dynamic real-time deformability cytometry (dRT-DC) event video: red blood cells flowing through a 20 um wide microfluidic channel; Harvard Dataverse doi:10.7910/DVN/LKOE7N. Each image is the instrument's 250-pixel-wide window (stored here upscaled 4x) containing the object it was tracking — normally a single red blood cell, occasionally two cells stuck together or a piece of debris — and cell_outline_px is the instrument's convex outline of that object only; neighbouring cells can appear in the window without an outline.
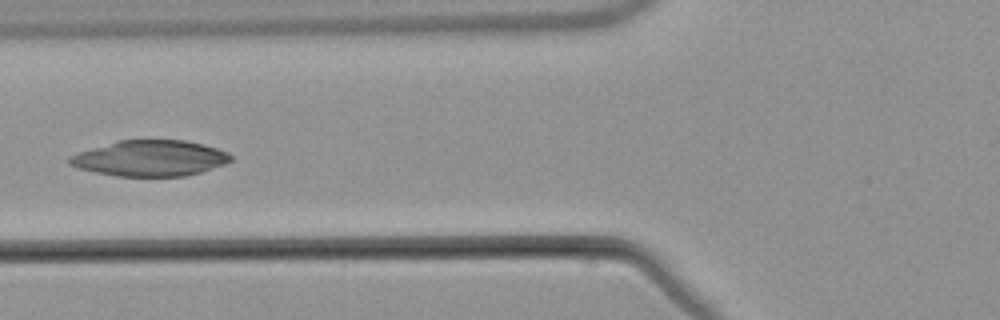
{"species": "common noctule bat (a hibernating species)", "species_latin": "Nyctalus noctula", "temperature_condition": "warm", "stored_images_in_passage": 7, "camera_frame_rate_fps": 3000, "um_per_image_px": 0.085, "animal": {"sex": "male", "body_mass_g": 21.5, "forearm_length_mm": 52.0}, "frame": {"image": 1, "passage_image": 7, "time_ms": 7.333, "image_size_px": [1000, 320], "cell_outline_px": [[232, 160], [224, 164], [200, 172], [184, 176], [116, 176], [96, 172], [80, 168], [68, 164], [68, 156], [116, 140], [184, 140], [204, 144], [228, 152], [232, 156]], "centroid_in_image_um": [12.76, 13.44], "position_along_channel_um": 113.0, "area_um2": 33.52}}